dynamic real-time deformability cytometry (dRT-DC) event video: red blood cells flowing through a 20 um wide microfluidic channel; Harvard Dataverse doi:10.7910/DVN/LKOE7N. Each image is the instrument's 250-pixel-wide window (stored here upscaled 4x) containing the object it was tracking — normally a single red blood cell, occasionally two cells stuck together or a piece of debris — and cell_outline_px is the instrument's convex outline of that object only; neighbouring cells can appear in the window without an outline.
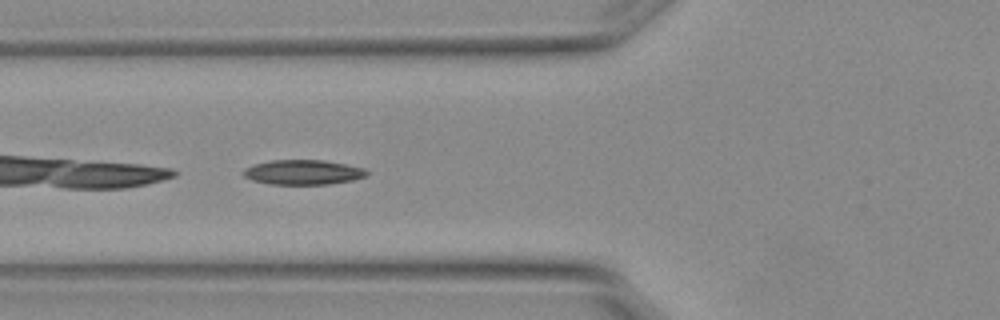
{"species": "Egyptian fruit bat (a non-hibernating species)", "species_latin": "Rousettus aegyptiacus", "temperature_condition": "warm", "stored_images_in_passage": 6, "camera_frame_rate_fps": 3000, "um_per_image_px": 0.085, "animal": {"sex": "female"}, "frame": {"image": 1, "passage_image": 6, "time_ms": 1.667, "image_size_px": [1000, 320], "cell_outline_px": [[368, 176], [352, 180], [328, 184], [268, 184], [252, 180], [244, 176], [240, 172], [244, 168], [252, 164], [272, 160], [324, 160], [364, 168], [368, 172]], "centroid_in_image_um": [25.72, 14.64], "position_along_channel_um": 100.1, "area_um2": 17.92}}